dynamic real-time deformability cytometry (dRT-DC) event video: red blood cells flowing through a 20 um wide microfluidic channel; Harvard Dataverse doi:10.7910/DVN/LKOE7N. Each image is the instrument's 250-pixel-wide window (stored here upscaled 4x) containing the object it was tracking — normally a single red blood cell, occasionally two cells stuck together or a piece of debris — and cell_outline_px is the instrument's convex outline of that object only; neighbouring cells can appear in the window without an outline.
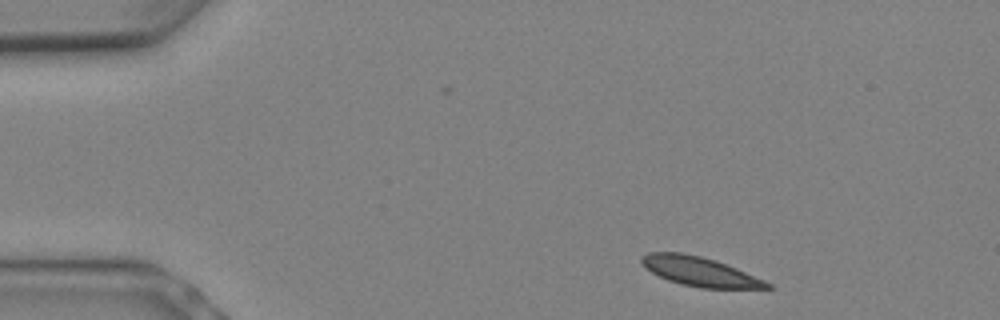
{"species": "Egyptian fruit bat (a non-hibernating species)", "species_latin": "Rousettus aegyptiacus", "temperature_condition": "warm", "stored_images_in_passage": 7, "camera_frame_rate_fps": 3000, "um_per_image_px": 0.085, "animal": {"sex": "female"}, "frame": {"image": 1, "passage_image": 1, "time_ms": 0.0, "image_size_px": [1000, 320], "cell_outline_px": [[772, 288], [700, 288], [680, 284], [668, 280], [644, 268], [640, 260], [640, 256], [648, 252], [680, 252], [700, 256], [716, 260], [736, 268], [764, 280], [772, 284]], "centroid_in_image_um": [59.44, 23.07], "position_along_channel_um": 25.6, "area_um2": 21.39}}
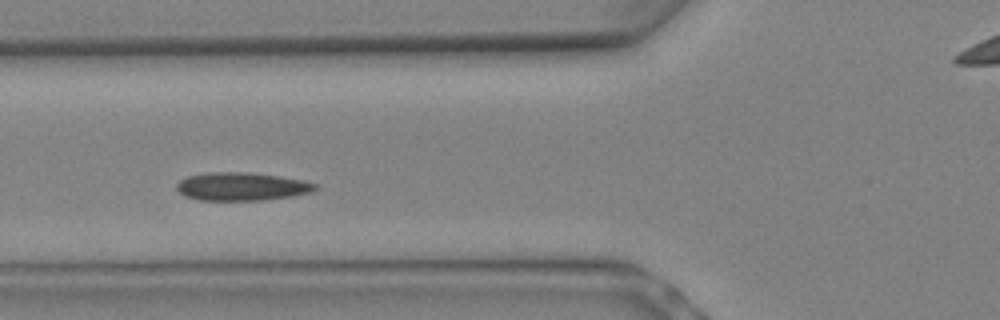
{"frame": {"image": 2, "passage_image": 6, "time_ms": 1.667, "image_size_px": [1000, 320], "cell_outline_px": [[320, 188], [312, 192], [292, 196], [264, 200], [200, 200], [184, 196], [176, 188], [176, 184], [180, 180], [188, 176], [208, 172], [248, 172], [280, 176], [304, 180], [320, 184]], "centroid_in_image_um": [20.6, 15.85], "position_along_channel_um": 105.2, "area_um2": 23.0}}